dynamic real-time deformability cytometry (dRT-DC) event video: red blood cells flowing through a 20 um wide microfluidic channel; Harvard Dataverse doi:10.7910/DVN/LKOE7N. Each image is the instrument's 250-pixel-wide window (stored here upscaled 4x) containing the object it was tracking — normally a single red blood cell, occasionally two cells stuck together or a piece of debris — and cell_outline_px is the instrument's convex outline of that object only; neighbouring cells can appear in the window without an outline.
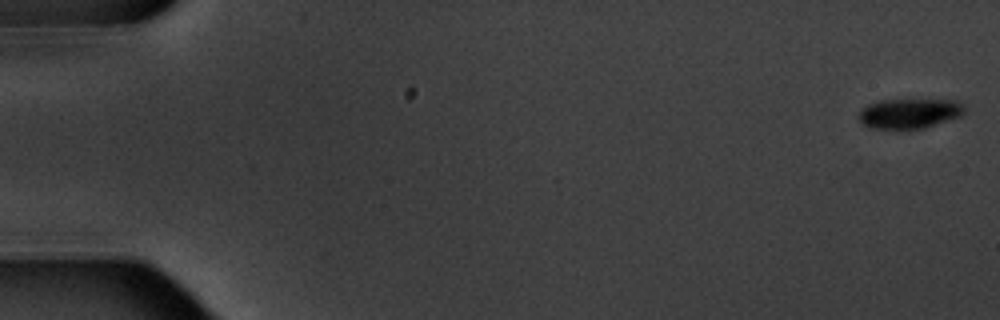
{"species": "common noctule bat (a hibernating species)", "species_latin": "Nyctalus noctula", "temperature_condition": "warm", "stored_images_in_passage": 7, "camera_frame_rate_fps": 3000, "um_per_image_px": 0.085, "animal": {"sex": "male", "body_mass_g": 20.1, "forearm_length_mm": 53.5}, "frame": {"image": 1, "passage_image": 1, "time_ms": 0.0, "image_size_px": [1000, 320], "cell_outline_px": [[964, 112], [960, 116], [924, 128], [868, 128], [856, 116], [868, 104], [880, 100], [956, 100], [964, 108]], "centroid_in_image_um": [77.27, 9.64], "position_along_channel_um": 7.7, "area_um2": 18.09}}
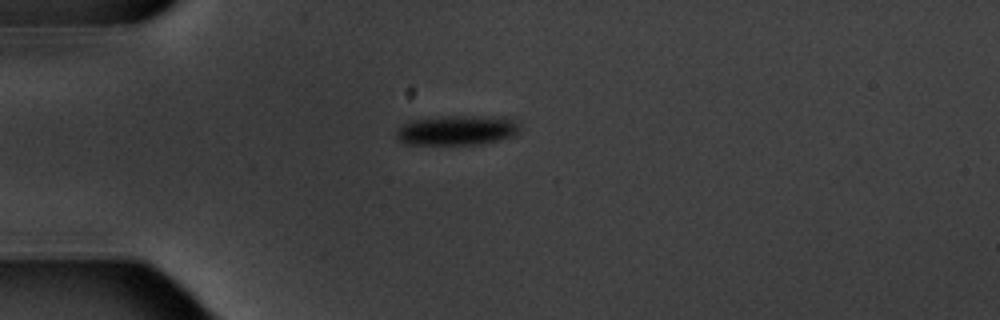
{"frame": {"image": 2, "passage_image": 5, "time_ms": 5.0, "image_size_px": [1000, 320], "cell_outline_px": [[520, 132], [512, 136], [500, 140], [480, 144], [404, 144], [396, 136], [396, 128], [408, 120], [444, 116], [504, 116], [516, 120], [520, 124]], "centroid_in_image_um": [38.87, 11.05], "position_along_channel_um": 46.1, "area_um2": 21.91}}
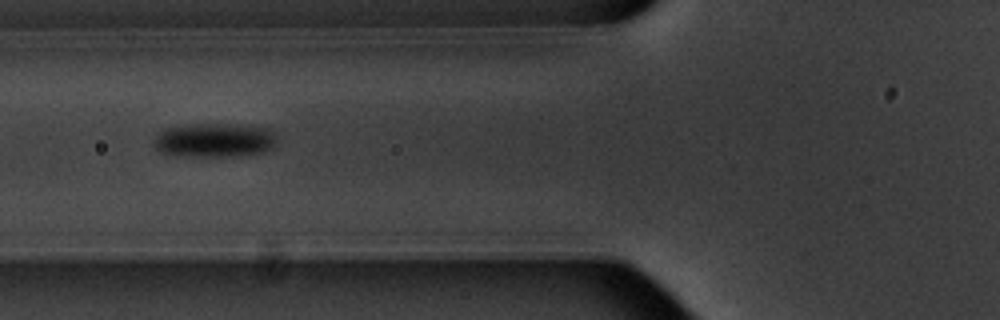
{"frame": {"image": 3, "passage_image": 7, "time_ms": 7.333, "image_size_px": [1000, 320], "cell_outline_px": [[276, 144], [272, 148], [264, 152], [236, 156], [184, 156], [164, 152], [156, 148], [152, 144], [156, 136], [160, 132], [168, 128], [192, 124], [240, 124], [268, 128], [276, 132]], "centroid_in_image_um": [18.3, 11.9], "position_along_channel_um": 107.5, "area_um2": 24.51}}